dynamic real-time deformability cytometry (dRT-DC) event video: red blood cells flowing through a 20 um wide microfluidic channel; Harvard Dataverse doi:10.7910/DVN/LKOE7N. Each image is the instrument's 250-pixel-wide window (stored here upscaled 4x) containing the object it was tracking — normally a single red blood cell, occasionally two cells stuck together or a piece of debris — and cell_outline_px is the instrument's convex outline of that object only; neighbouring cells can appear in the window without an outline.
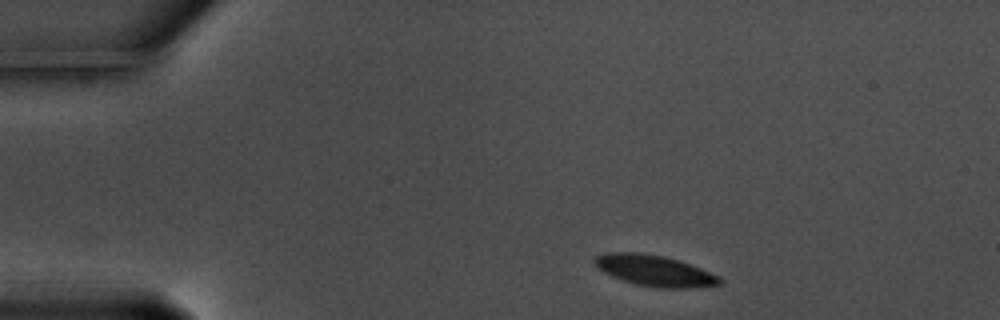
{"species": "common noctule bat (a hibernating species)", "species_latin": "Nyctalus noctula", "temperature_condition": "warm", "stored_images_in_passage": 9, "camera_frame_rate_fps": 3000, "um_per_image_px": 0.085, "animal": {"sex": "male", "body_mass_g": 17.5, "forearm_length_mm": 52.3}, "frame": {"image": 1, "passage_image": 1, "time_ms": 0.0, "image_size_px": [1000, 320], "cell_outline_px": [[724, 280], [720, 284], [688, 288], [656, 288], [636, 284], [612, 276], [596, 268], [592, 260], [596, 256], [608, 252], [640, 252], [664, 256], [680, 260], [720, 276]], "centroid_in_image_um": [55.63, 23.0], "position_along_channel_um": 29.4, "area_um2": 22.72}}